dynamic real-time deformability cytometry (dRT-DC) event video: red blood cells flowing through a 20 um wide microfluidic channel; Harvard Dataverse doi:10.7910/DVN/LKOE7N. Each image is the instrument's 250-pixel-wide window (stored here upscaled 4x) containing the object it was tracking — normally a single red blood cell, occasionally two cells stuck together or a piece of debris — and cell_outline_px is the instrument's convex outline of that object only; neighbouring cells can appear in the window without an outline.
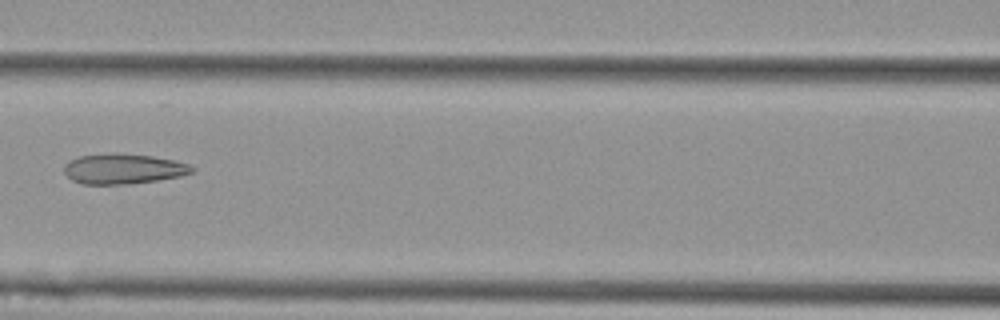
{"species": "Egyptian fruit bat (a non-hibernating species)", "species_latin": "Rousettus aegyptiacus", "temperature_condition": "cold", "stored_images_in_passage": 8, "camera_frame_rate_fps": 3000, "um_per_image_px": 0.085, "animal": {"sex": "female"}, "frame": {"image": 1, "passage_image": 5, "time_ms": 5.0, "image_size_px": [1000, 320], "cell_outline_px": [[196, 168], [192, 172], [180, 176], [156, 180], [128, 184], [80, 184], [72, 180], [64, 172], [64, 164], [68, 160], [80, 156], [116, 152], [152, 156], [176, 160], [188, 164]], "centroid_in_image_um": [10.46, 14.34], "position_along_channel_um": 156.1, "area_um2": 22.66}}
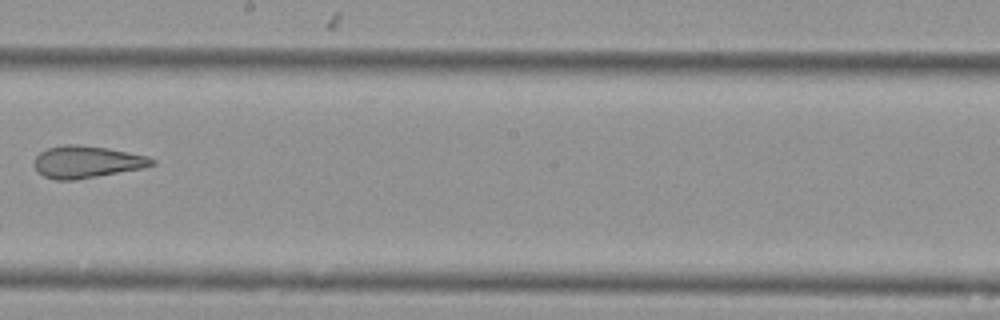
{"frame": {"image": 2, "passage_image": 7, "time_ms": 7.333, "image_size_px": [1000, 320], "cell_outline_px": [[156, 164], [144, 168], [76, 180], [56, 180], [44, 176], [36, 172], [32, 164], [36, 156], [40, 152], [48, 148], [64, 144], [80, 144], [108, 148], [148, 156], [156, 160]], "centroid_in_image_um": [7.36, 13.76], "position_along_channel_um": 240.8, "area_um2": 22.37}}
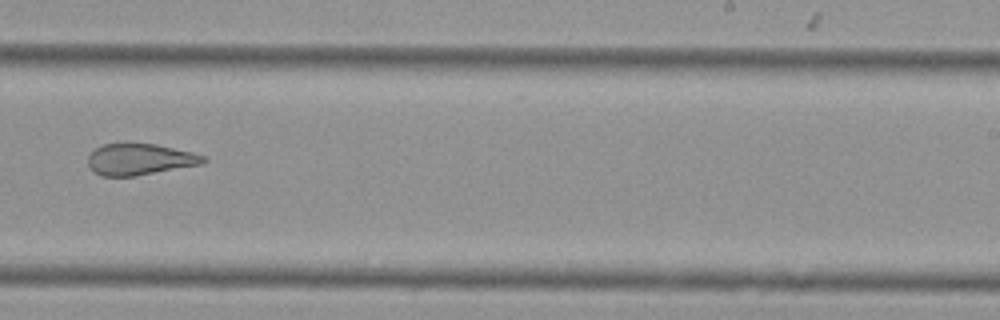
{"frame": {"image": 3, "passage_image": 8, "time_ms": 8.333, "image_size_px": [1000, 320], "cell_outline_px": [[208, 160], [204, 164], [136, 176], [100, 176], [88, 164], [88, 156], [96, 148], [104, 144], [124, 140], [156, 144], [192, 152], [208, 156]], "centroid_in_image_um": [11.92, 13.5], "position_along_channel_um": 277.1, "area_um2": 21.85}}